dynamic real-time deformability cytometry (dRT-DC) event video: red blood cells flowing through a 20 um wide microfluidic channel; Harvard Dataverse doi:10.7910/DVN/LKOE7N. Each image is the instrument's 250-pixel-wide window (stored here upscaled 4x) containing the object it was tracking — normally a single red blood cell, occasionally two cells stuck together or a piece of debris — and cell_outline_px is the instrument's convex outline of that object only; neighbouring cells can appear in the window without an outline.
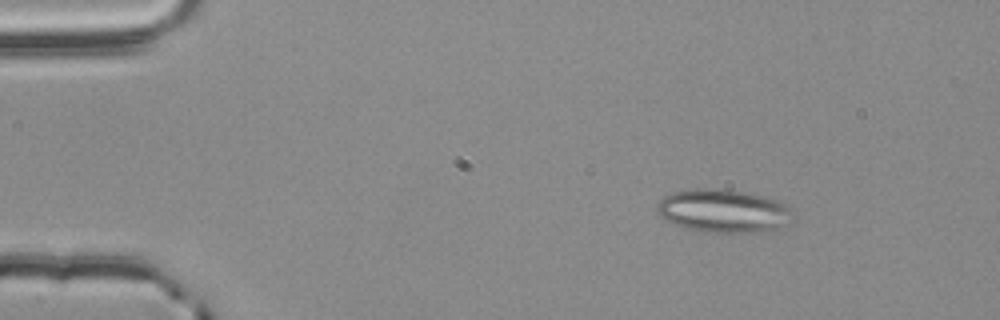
{"species": "common noctule bat (a hibernating species)", "species_latin": "Nyctalus noctula", "temperature_condition": "room temperature", "stored_images_in_passage": 46, "segment_of_instrument_passage": [1, 2], "camera_frame_rate_fps": 3000, "um_per_image_px": 0.085, "animal": {"sex": "male", "body_mass_g": 20.4}, "frame": {"image": 1, "passage_image": 4, "time_ms": 1.0, "image_size_px": [1000, 320], "cell_outline_px": [[796, 220], [792, 224], [784, 228], [772, 232], [712, 232], [684, 228], [672, 224], [664, 220], [660, 216], [656, 208], [656, 204], [664, 196], [672, 192], [696, 188], [720, 188], [760, 196], [776, 200], [792, 208]], "centroid_in_image_um": [61.56, 17.95], "position_along_channel_um": 23.4, "area_um2": 34.91}}